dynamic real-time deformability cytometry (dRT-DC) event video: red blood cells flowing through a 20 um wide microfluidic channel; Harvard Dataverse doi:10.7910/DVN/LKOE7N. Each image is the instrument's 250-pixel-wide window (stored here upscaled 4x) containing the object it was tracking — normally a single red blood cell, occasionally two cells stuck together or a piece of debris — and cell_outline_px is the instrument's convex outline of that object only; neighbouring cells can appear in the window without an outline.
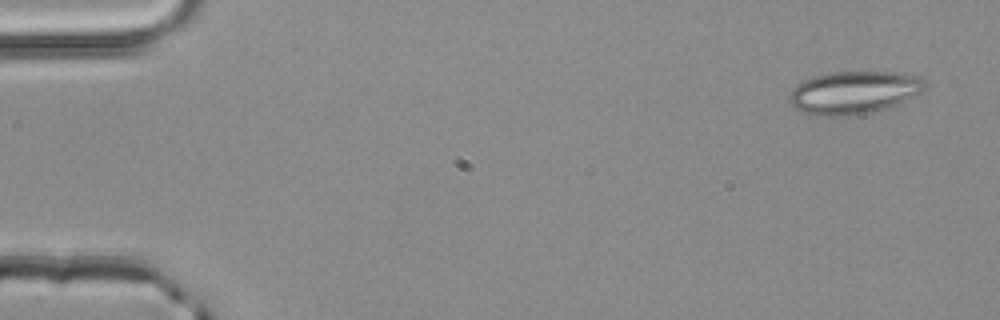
{"species": "common noctule bat (a hibernating species)", "species_latin": "Nyctalus noctula", "temperature_condition": "room temperature", "stored_images_in_passage": 3, "camera_frame_rate_fps": 3000, "um_per_image_px": 0.085, "animal": {"sex": "male", "body_mass_g": 20.4}, "frame": {"image": 1, "passage_image": 1, "time_ms": 0.0, "image_size_px": [1000, 320], "cell_outline_px": [[924, 88], [920, 92], [900, 104], [888, 108], [872, 112], [844, 116], [816, 116], [800, 112], [788, 100], [788, 96], [792, 88], [796, 84], [804, 80], [816, 76], [832, 72], [904, 72], [920, 76], [924, 80]], "centroid_in_image_um": [72.57, 7.87], "position_along_channel_um": 12.4, "area_um2": 34.1}}
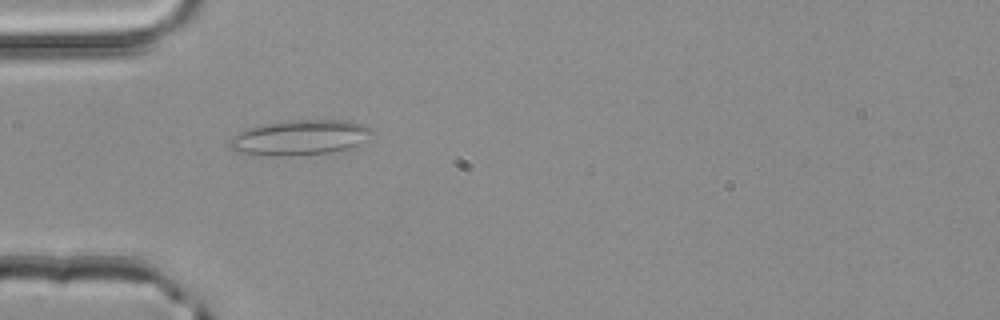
{"frame": {"image": 2, "passage_image": 3, "time_ms": 0.667, "image_size_px": [1000, 320], "cell_outline_px": [[372, 132], [360, 144], [328, 152], [292, 156], [272, 156], [240, 152], [232, 148], [228, 144], [228, 140], [232, 136], [248, 128], [268, 124], [296, 120], [344, 120], [364, 124]], "centroid_in_image_um": [25.46, 11.69], "position_along_channel_um": 59.5, "area_um2": 28.5}}